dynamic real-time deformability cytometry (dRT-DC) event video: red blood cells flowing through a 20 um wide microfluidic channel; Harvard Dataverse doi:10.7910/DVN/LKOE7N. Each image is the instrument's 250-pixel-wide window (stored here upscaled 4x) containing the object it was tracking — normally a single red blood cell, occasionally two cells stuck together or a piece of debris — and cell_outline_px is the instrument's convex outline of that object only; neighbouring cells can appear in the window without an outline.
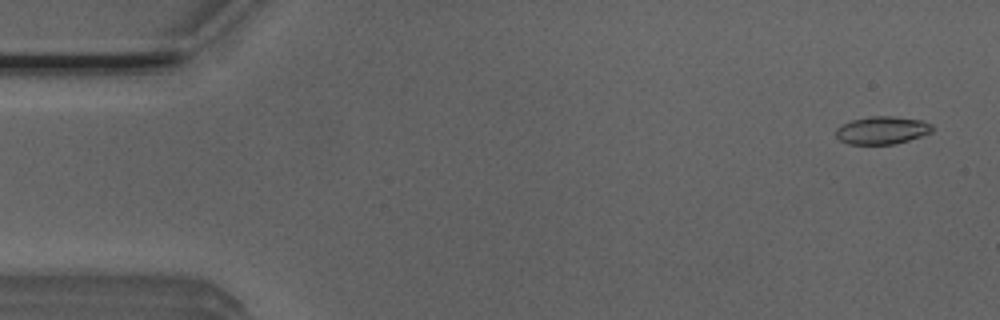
{"species": "Egyptian fruit bat (a non-hibernating species)", "species_latin": "Rousettus aegyptiacus", "temperature_condition": "room temperature", "stored_images_in_passage": 53, "camera_frame_rate_fps": 3000, "um_per_image_px": 0.085, "animal": {"sex": "male"}, "frame": {"image": 1, "passage_image": 3, "time_ms": 0.667, "image_size_px": [1000, 320], "cell_outline_px": [[932, 132], [896, 144], [848, 144], [840, 140], [836, 136], [836, 128], [840, 124], [852, 120], [872, 116], [892, 116], [924, 120], [932, 124]], "centroid_in_image_um": [74.97, 11.06], "position_along_channel_um": 10.0, "area_um2": 15.66}}
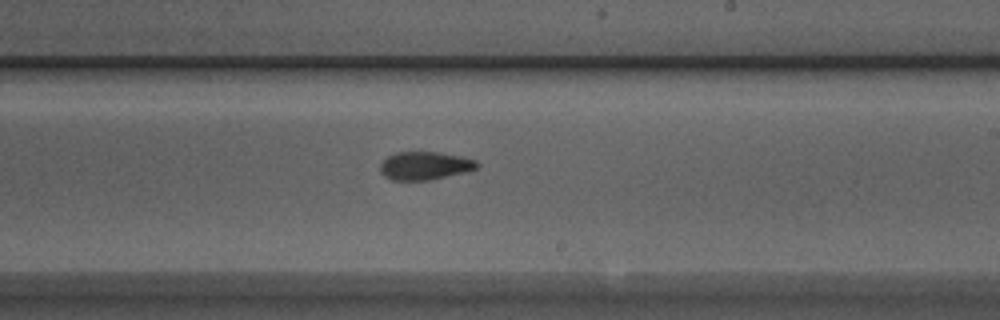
{"frame": {"image": 2, "passage_image": 31, "time_ms": 10.0, "image_size_px": [1000, 320], "cell_outline_px": [[480, 164], [476, 168], [468, 172], [428, 180], [392, 180], [384, 176], [380, 172], [380, 164], [388, 156], [396, 152], [440, 152], [460, 156], [476, 160]], "centroid_in_image_um": [36.12, 14.08], "position_along_channel_um": 252.9, "area_um2": 15.95}}
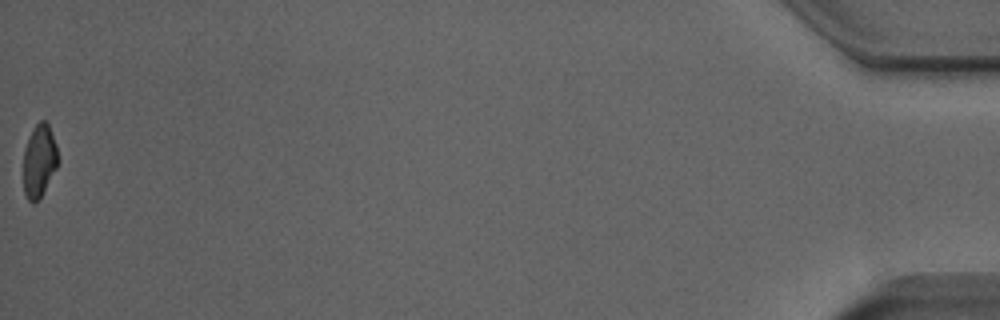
{"frame": {"image": 3, "passage_image": 53, "time_ms": 17.333, "image_size_px": [1000, 320], "cell_outline_px": [[60, 160], [40, 200], [32, 204], [28, 200], [24, 192], [24, 148], [36, 124], [40, 120], [44, 120], [48, 124], [56, 144]], "centroid_in_image_um": [3.35, 13.72], "position_along_channel_um": 431.8, "area_um2": 14.74}, "authors_computed_cell_mechanics": {"area_um2": 16.0684, "velocity_mm_per_s": 3.9102, "shape_relaxation_time_tau1_ms": 4.2011, "shape_relaxation_time_tau2_ms": 1.5624, "deformation_change_tau1": 0.137, "deformation_change_tau2": 0.0753}}